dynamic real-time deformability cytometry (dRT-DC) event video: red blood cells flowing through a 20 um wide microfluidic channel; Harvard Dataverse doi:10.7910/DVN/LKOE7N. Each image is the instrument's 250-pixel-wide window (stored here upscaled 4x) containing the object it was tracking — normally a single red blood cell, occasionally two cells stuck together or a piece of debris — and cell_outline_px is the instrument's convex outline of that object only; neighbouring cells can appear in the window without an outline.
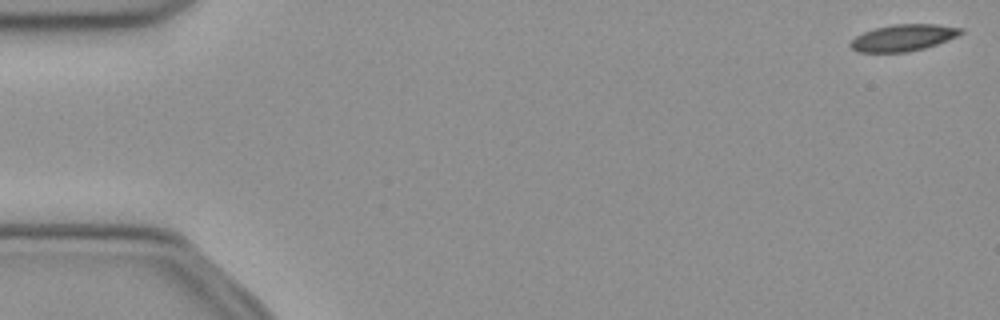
{"species": "common noctule bat (a hibernating species)", "species_latin": "Nyctalus noctula", "temperature_condition": "cold", "stored_images_in_passage": 16, "camera_frame_rate_fps": 3000, "um_per_image_px": 0.085, "animal": {"sex": "female", "body_mass_g": 21.9}, "frame": {"image": 1, "passage_image": 1, "time_ms": 0.0, "image_size_px": [1000, 320], "cell_outline_px": [[964, 32], [948, 40], [924, 48], [908, 52], [856, 52], [848, 44], [856, 36], [864, 32], [876, 28], [892, 24], [936, 24], [964, 28]], "centroid_in_image_um": [76.78, 3.2], "position_along_channel_um": 8.2, "area_um2": 17.11}}
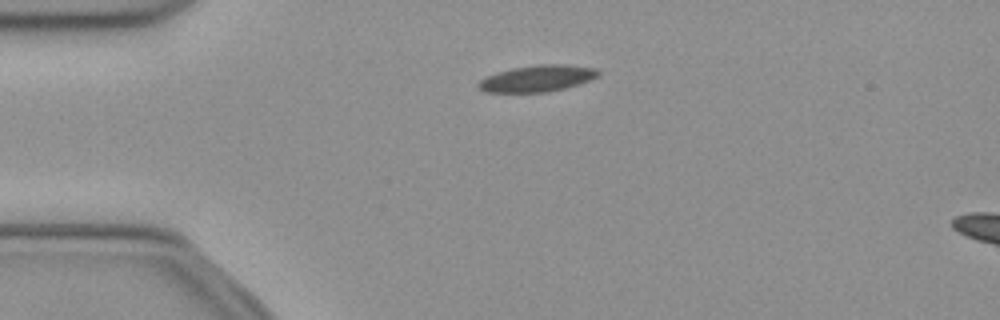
{"frame": {"image": 2, "passage_image": 12, "time_ms": 3.667, "image_size_px": [1000, 320], "cell_outline_px": [[600, 76], [564, 88], [544, 92], [484, 92], [476, 88], [476, 84], [480, 80], [496, 72], [512, 68], [540, 64], [564, 64], [596, 68], [600, 72]], "centroid_in_image_um": [45.63, 6.66], "position_along_channel_um": 39.4, "area_um2": 18.44}}